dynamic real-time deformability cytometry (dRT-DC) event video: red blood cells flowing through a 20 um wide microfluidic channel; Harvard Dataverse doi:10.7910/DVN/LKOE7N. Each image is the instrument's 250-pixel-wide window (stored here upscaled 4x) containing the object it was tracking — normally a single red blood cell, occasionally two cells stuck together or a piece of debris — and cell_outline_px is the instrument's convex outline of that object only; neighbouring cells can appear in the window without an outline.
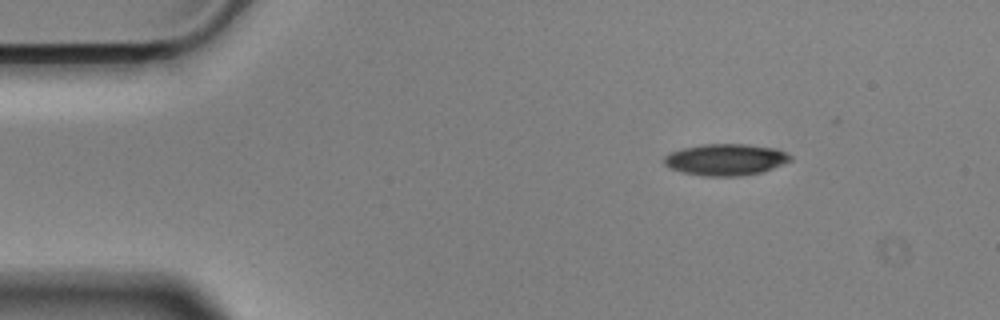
{"species": "Egyptian fruit bat (a non-hibernating species)", "species_latin": "Rousettus aegyptiacus", "temperature_condition": "cold", "stored_images_in_passage": 31, "camera_frame_rate_fps": 3000, "um_per_image_px": 0.085, "animal": {"sex": "male"}, "frame": {"image": 1, "passage_image": 1, "time_ms": 0.0, "image_size_px": [1000, 320], "cell_outline_px": [[792, 160], [772, 168], [760, 172], [740, 176], [704, 176], [684, 172], [672, 168], [664, 164], [664, 156], [672, 152], [684, 148], [704, 144], [748, 144], [776, 148], [792, 156]], "centroid_in_image_um": [61.7, 13.56], "position_along_channel_um": 23.3, "area_um2": 22.95}}
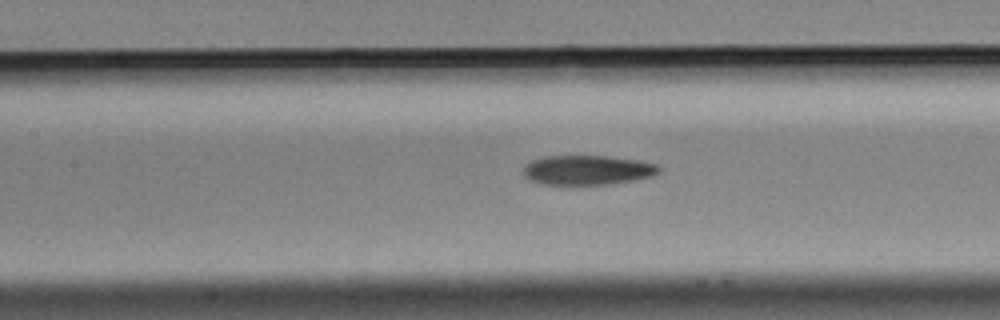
{"frame": {"image": 2, "passage_image": 18, "time_ms": 5.667, "image_size_px": [1000, 320], "cell_outline_px": [[660, 172], [652, 176], [632, 180], [608, 184], [544, 184], [528, 180], [524, 176], [524, 168], [532, 160], [544, 156], [608, 156], [640, 160], [656, 164], [660, 168]], "centroid_in_image_um": [49.94, 14.45], "position_along_channel_um": 157.5, "area_um2": 23.24}}
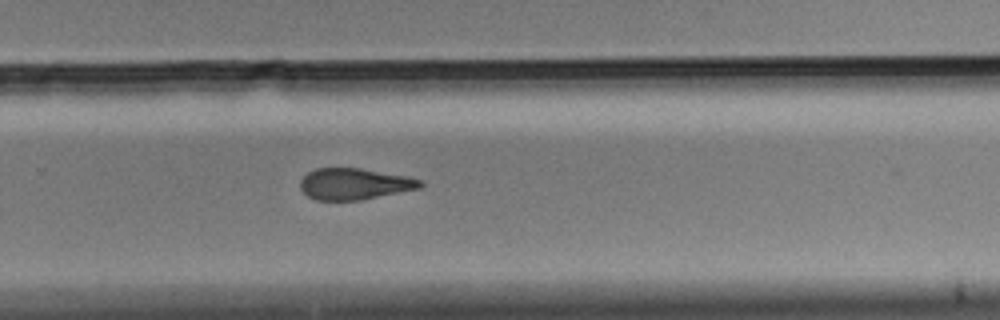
{"frame": {"image": 3, "passage_image": 30, "time_ms": 9.667, "image_size_px": [1000, 320], "cell_outline_px": [[424, 184], [420, 188], [360, 200], [316, 200], [308, 196], [300, 188], [300, 180], [308, 172], [316, 168], [360, 168], [408, 176], [424, 180]], "centroid_in_image_um": [30.14, 15.63], "position_along_channel_um": 299.7, "area_um2": 21.96}}